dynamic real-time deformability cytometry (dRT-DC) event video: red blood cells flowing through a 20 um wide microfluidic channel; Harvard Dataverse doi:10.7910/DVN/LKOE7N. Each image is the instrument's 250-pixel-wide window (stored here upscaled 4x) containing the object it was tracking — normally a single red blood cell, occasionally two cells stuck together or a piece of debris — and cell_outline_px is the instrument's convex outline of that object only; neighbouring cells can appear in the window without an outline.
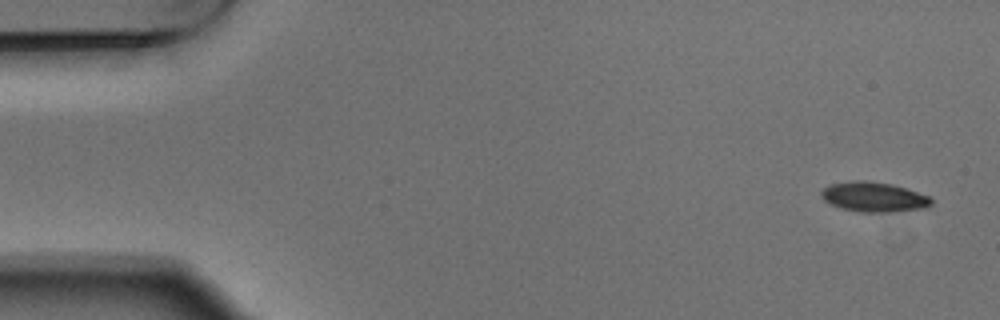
{"species": "Egyptian fruit bat (a non-hibernating species)", "species_latin": "Rousettus aegyptiacus", "temperature_condition": "warm", "stored_images_in_passage": 5, "camera_frame_rate_fps": 3000, "um_per_image_px": 0.085, "animal": {"sex": "male"}, "frame": {"image": 1, "passage_image": 1, "time_ms": 0.0, "image_size_px": [1000, 320], "cell_outline_px": [[932, 204], [928, 208], [892, 212], [860, 212], [840, 208], [824, 200], [820, 192], [824, 188], [832, 184], [852, 180], [864, 180], [892, 184], [928, 196], [932, 200]], "centroid_in_image_um": [74.28, 16.75], "position_along_channel_um": 10.7, "area_um2": 19.07}}
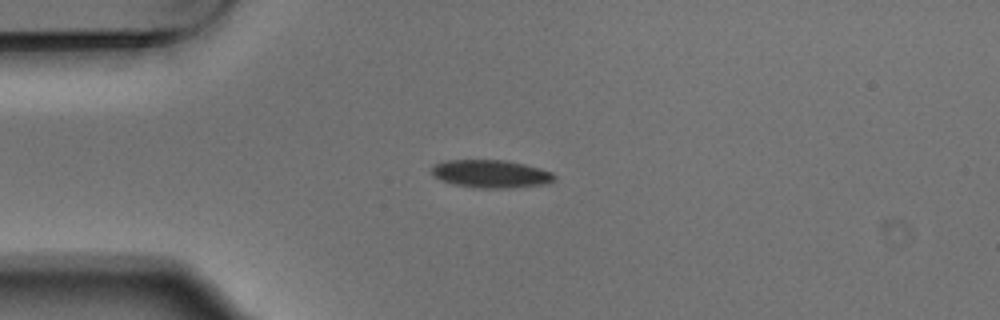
{"frame": {"image": 2, "passage_image": 4, "time_ms": 1.0, "image_size_px": [1000, 320], "cell_outline_px": [[556, 180], [548, 184], [512, 188], [476, 188], [452, 184], [440, 180], [432, 176], [432, 168], [436, 164], [444, 160], [504, 160], [524, 164], [540, 168], [552, 172], [556, 176]], "centroid_in_image_um": [41.75, 14.79], "position_along_channel_um": 43.3, "area_um2": 20.23}}